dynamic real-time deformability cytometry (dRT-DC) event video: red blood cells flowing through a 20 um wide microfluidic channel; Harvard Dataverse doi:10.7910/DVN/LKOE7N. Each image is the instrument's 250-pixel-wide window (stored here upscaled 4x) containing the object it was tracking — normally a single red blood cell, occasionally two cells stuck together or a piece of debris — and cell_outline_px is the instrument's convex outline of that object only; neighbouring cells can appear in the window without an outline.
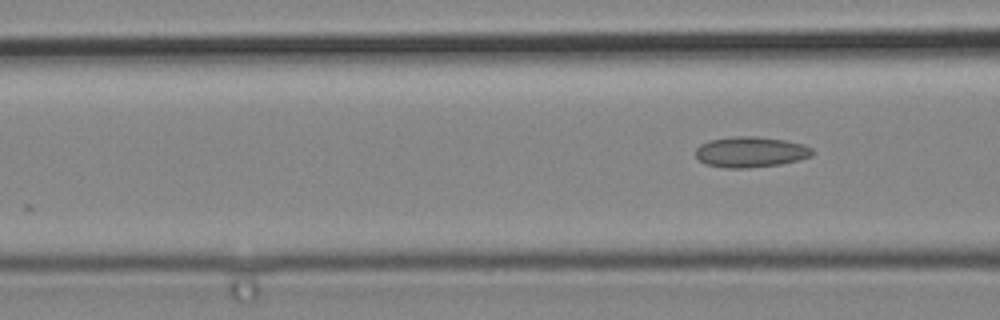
{"species": "common noctule bat (a hibernating species)", "species_latin": "Nyctalus noctula", "temperature_condition": "cold", "stored_images_in_passage": 5, "camera_frame_rate_fps": 3000, "um_per_image_px": 0.085, "animal": {"sex": "male", "body_mass_g": 19.2, "forearm_length_mm": 51.8}, "frame": {"image": 1, "passage_image": 5, "time_ms": 1.333, "image_size_px": [1000, 320], "cell_outline_px": [[812, 156], [780, 164], [748, 168], [724, 168], [704, 164], [696, 156], [696, 148], [700, 144], [708, 140], [732, 136], [756, 136], [784, 140], [804, 144], [812, 148]], "centroid_in_image_um": [63.76, 12.91], "position_along_channel_um": 102.8, "area_um2": 20.92}}